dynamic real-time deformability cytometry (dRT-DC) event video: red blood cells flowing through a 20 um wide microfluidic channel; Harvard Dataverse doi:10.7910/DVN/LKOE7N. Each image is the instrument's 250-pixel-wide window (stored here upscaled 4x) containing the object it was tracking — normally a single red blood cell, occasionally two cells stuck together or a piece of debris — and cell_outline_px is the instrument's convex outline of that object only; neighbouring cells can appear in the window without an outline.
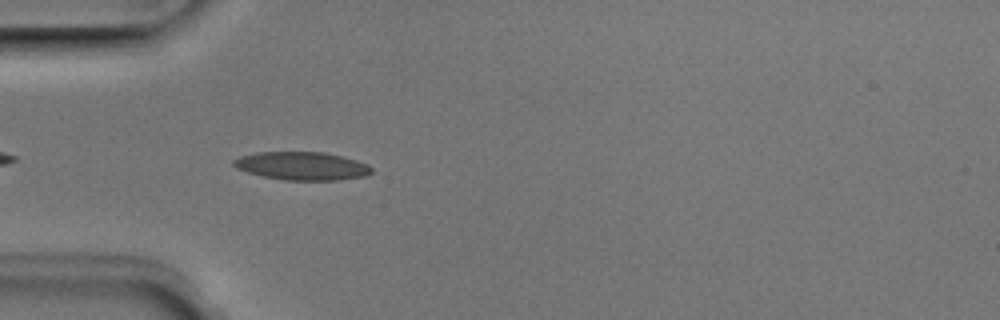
{"species": "Egyptian fruit bat (a non-hibernating species)", "species_latin": "Rousettus aegyptiacus", "temperature_condition": "room temperature", "stored_images_in_passage": 4, "camera_frame_rate_fps": 3000, "um_per_image_px": 0.085, "animal": {"sex": "male"}, "frame": {"image": 1, "passage_image": 4, "time_ms": 1.0, "image_size_px": [1000, 320], "cell_outline_px": [[372, 172], [364, 176], [340, 180], [284, 180], [264, 176], [248, 172], [236, 168], [232, 164], [232, 160], [240, 156], [256, 152], [324, 152], [344, 156], [368, 164], [372, 168]], "centroid_in_image_um": [25.67, 14.1], "position_along_channel_um": 59.3, "area_um2": 22.72}}